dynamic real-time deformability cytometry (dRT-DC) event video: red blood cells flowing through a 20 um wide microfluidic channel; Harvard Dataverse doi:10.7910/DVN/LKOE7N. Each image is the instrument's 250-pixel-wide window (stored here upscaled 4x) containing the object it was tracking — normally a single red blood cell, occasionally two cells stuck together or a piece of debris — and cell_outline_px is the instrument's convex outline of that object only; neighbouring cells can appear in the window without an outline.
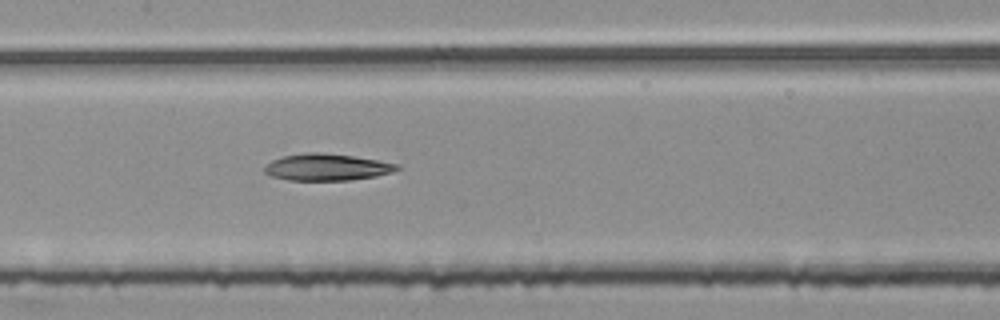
{"species": "common noctule bat (a hibernating species)", "species_latin": "Nyctalus noctula", "temperature_condition": "room temperature", "stored_images_in_passage": 55, "segment_of_instrument_passage": [2, 2], "camera_frame_rate_fps": 3000, "um_per_image_px": 0.085, "animal": {"sex": "female", "body_mass_g": 25.1}, "frame": {"image": 1, "passage_image": 26, "time_ms": 8.333, "image_size_px": [1000, 320], "cell_outline_px": [[400, 168], [392, 172], [376, 176], [348, 180], [288, 180], [272, 176], [264, 172], [264, 164], [272, 160], [284, 156], [304, 152], [316, 152], [352, 156], [400, 164]], "centroid_in_image_um": [27.75, 14.21], "position_along_channel_um": 179.6, "area_um2": 20.58}}
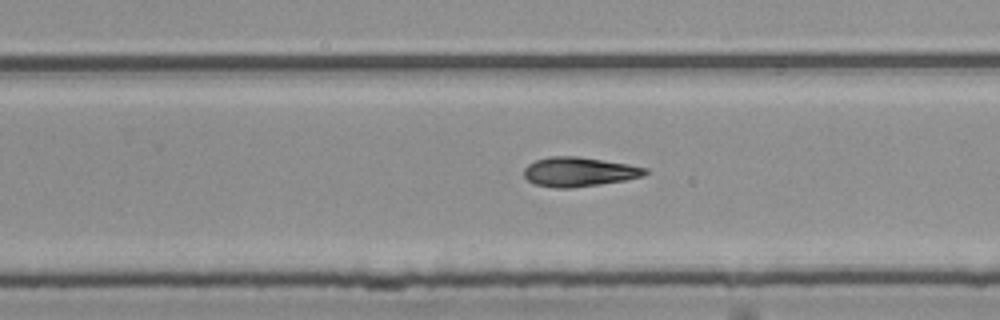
{"frame": {"image": 2, "passage_image": 34, "time_ms": 11.0, "image_size_px": [1000, 320], "cell_outline_px": [[648, 172], [644, 176], [624, 180], [600, 184], [572, 188], [556, 188], [536, 184], [528, 180], [524, 176], [524, 168], [528, 164], [536, 160], [548, 156], [576, 156], [628, 164], [648, 168]], "centroid_in_image_um": [49.21, 14.6], "position_along_channel_um": 280.6, "area_um2": 20.69}}
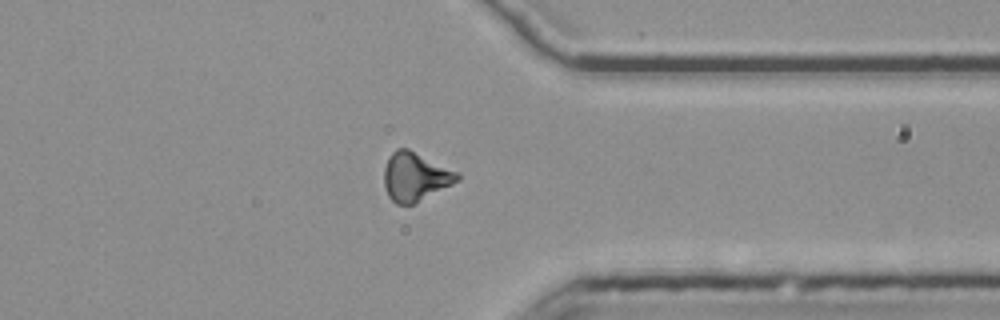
{"frame": {"image": 3, "passage_image": 42, "time_ms": 13.667, "image_size_px": [1000, 320], "cell_outline_px": [[460, 180], [412, 204], [396, 204], [388, 196], [384, 184], [384, 168], [388, 156], [396, 148], [408, 148], [460, 172]], "centroid_in_image_um": [35.29, 14.99], "position_along_channel_um": 376.1, "area_um2": 20.81}}